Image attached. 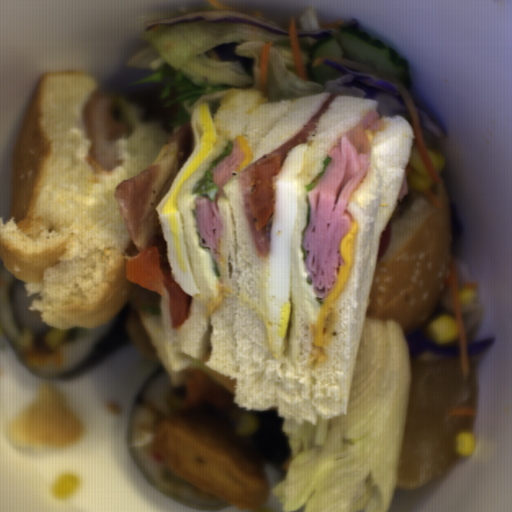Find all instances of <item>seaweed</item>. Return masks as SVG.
<instances>
[{"label": "seaweed", "mask_w": 512, "mask_h": 512, "mask_svg": "<svg viewBox=\"0 0 512 512\" xmlns=\"http://www.w3.org/2000/svg\"><path fill=\"white\" fill-rule=\"evenodd\" d=\"M130 322V303L127 299L126 303L120 310L112 317L108 328L105 330L100 339L91 348V350L72 368L67 371L61 372L53 376H42L34 373L31 368L23 360L7 334L5 333L1 321L0 325L19 359L29 372L36 377L47 380L65 381L86 374L94 368L103 364L128 338Z\"/></svg>", "instance_id": "1"}, {"label": "seaweed", "mask_w": 512, "mask_h": 512, "mask_svg": "<svg viewBox=\"0 0 512 512\" xmlns=\"http://www.w3.org/2000/svg\"><path fill=\"white\" fill-rule=\"evenodd\" d=\"M164 372H167L165 367L163 366L162 368H160L157 372H155L148 380L147 382L141 387L138 395L136 396L134 402H133V405H132V409H131V413H130V417H129V421H128V425H127V431H126V439H125V444H126V447L128 449V452H129V455L134 463V465L136 466L139 474L145 479V481L150 485L152 486L153 488L157 489L158 491L164 493L165 495L169 496L170 498L174 499L175 501L181 503L182 505L186 506L187 508L189 509H195V510H200V511H217V510H221V509H224V508H228L231 504L223 501V502H220V503H216V504H213V505H201V504H198L196 502H193L187 498H184L178 494H175L171 491H169L168 489H166L165 487H163L162 485H160L159 483H157L156 481H154L153 479H151L148 474L144 471V469L141 467V465L139 464L138 462V458H137V455H136V452H135V448H134V439H133V419L136 415V413L138 412L148 390L150 389V387L152 386L153 382L155 381V379L157 377H159L162 373Z\"/></svg>", "instance_id": "2"}]
</instances>
